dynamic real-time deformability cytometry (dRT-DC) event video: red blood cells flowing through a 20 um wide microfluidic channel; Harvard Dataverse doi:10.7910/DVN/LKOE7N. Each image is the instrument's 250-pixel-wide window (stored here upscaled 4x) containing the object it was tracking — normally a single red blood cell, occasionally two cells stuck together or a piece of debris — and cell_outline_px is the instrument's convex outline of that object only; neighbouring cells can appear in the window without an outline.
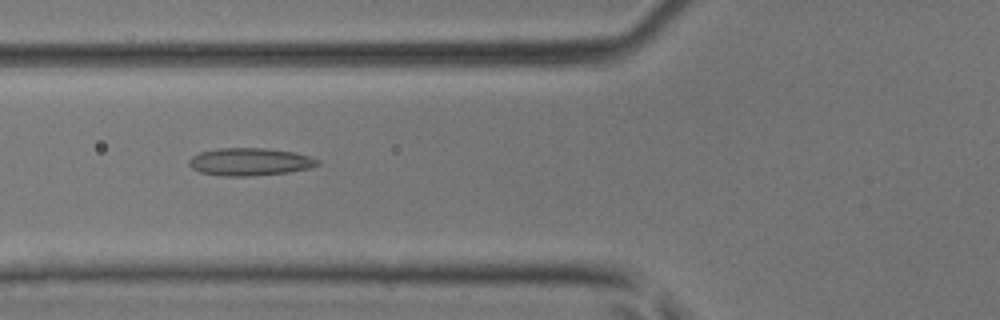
{"species": "common noctule bat (a hibernating species)", "species_latin": "Nyctalus noctula", "temperature_condition": "room temperature", "stored_images_in_passage": 47, "camera_frame_rate_fps": 3000, "um_per_image_px": 0.085, "animal": {"sex": "male", "body_mass_g": 17.9, "forearm_length_mm": 54.2}, "frame": {"image": 1, "passage_image": 18, "time_ms": 5.667, "image_size_px": [1000, 320], "cell_outline_px": [[320, 164], [312, 168], [288, 172], [248, 176], [220, 176], [200, 172], [192, 168], [188, 164], [188, 160], [192, 156], [200, 152], [216, 148], [264, 148], [296, 152], [320, 160]], "centroid_in_image_um": [21.24, 13.75], "position_along_channel_um": 104.6, "area_um2": 20.87}}
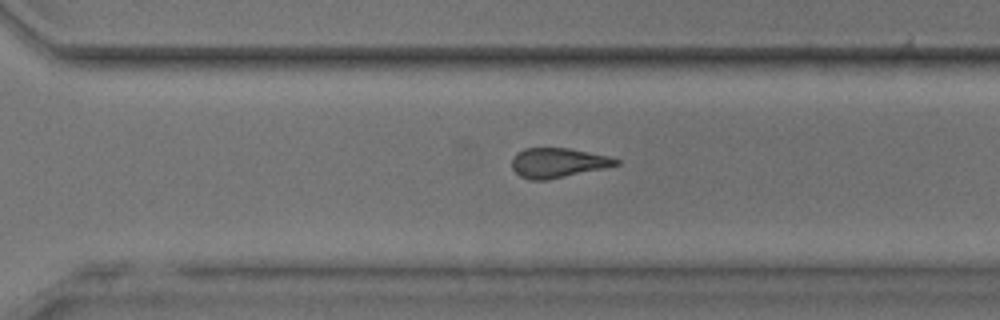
{"frame": {"image": 2, "passage_image": 33, "time_ms": 10.667, "image_size_px": [1000, 320], "cell_outline_px": [[620, 164], [604, 168], [548, 180], [528, 180], [520, 176], [512, 168], [512, 156], [516, 152], [524, 148], [568, 148], [608, 156], [620, 160]], "centroid_in_image_um": [47.38, 13.84], "position_along_channel_um": 323.2, "area_um2": 18.03}}
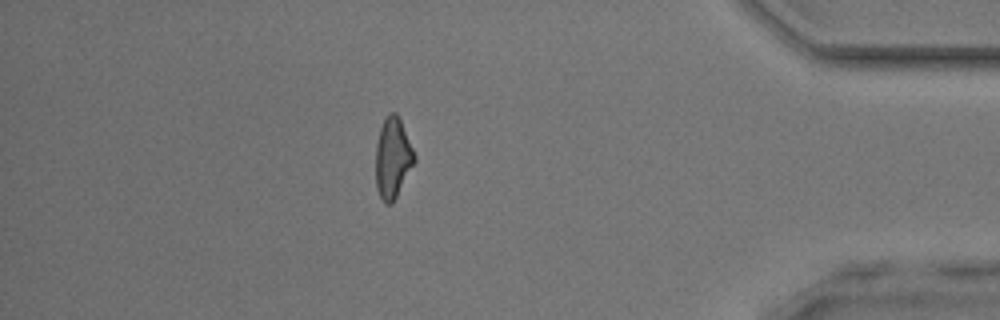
{"frame": {"image": 3, "passage_image": 41, "time_ms": 13.333, "image_size_px": [1000, 320], "cell_outline_px": [[416, 160], [392, 204], [384, 204], [376, 188], [376, 144], [380, 128], [388, 112], [396, 112], [400, 120], [416, 156]], "centroid_in_image_um": [33.37, 13.44], "position_along_channel_um": 401.8, "area_um2": 18.03}}